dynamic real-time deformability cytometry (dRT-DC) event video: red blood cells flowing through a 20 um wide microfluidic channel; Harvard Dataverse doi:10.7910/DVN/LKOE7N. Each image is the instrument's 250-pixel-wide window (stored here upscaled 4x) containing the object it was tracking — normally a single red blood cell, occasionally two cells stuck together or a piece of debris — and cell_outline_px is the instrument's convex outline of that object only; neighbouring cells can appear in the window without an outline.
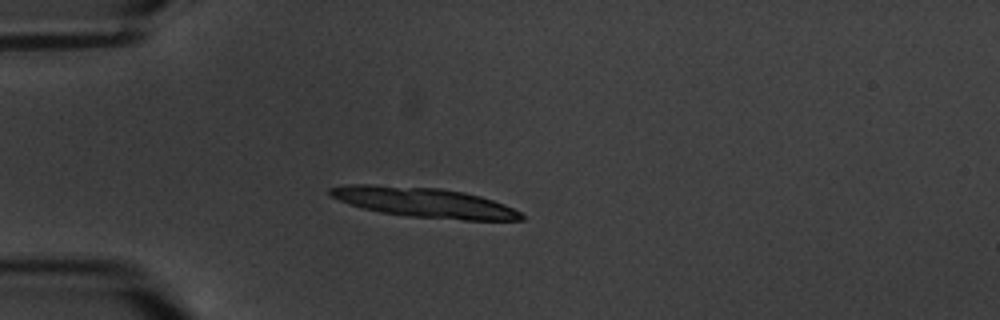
{"species": "common noctule bat (a hibernating species)", "species_latin": "Nyctalus noctula", "temperature_condition": "warm", "stored_images_in_passage": 8, "camera_frame_rate_fps": 3000, "um_per_image_px": 0.085, "animal": {"sex": "male", "body_mass_g": 20.1, "forearm_length_mm": 53.5}, "frame": {"image": 1, "passage_image": 5, "time_ms": 5.667, "image_size_px": [1000, 320], "cell_outline_px": [[524, 220], [464, 220], [408, 216], [384, 212], [364, 208], [348, 204], [328, 196], [328, 188], [348, 184], [368, 184], [440, 188], [464, 192], [480, 196], [504, 204], [520, 212], [524, 216]], "centroid_in_image_um": [36.02, 17.2], "position_along_channel_um": 49.0, "area_um2": 33.23}}